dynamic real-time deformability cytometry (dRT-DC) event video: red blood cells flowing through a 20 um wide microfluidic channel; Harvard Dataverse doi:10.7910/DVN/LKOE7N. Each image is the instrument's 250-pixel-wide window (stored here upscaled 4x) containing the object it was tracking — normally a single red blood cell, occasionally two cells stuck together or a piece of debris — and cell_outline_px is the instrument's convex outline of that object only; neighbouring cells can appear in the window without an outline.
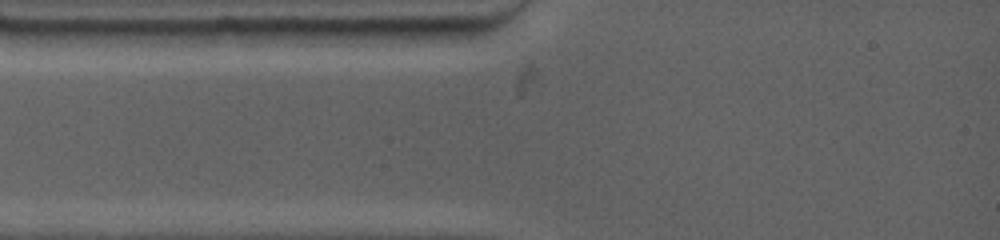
{"species": "common noctule bat (a hibernating species)", "species_latin": "Nyctalus noctula", "temperature_condition": "warm", "stored_images_in_passage": 3, "segment_of_instrument_passage": [1, 2], "camera_frame_rate_fps": 4500, "um_per_image_px": 0.085, "animal": {"sex": "female", "body_mass_g": 19.0, "forearm_length_mm": 53.3}, "frame": {"image": 1, "passage_image": 1, "time_ms": 0.0, "image_size_px": [1000, 240], "cell_outline_px": [[320, 44], [204, 48], [208, 32], [216, 28], [320, 28]], "centroid_in_image_um": [22.23, 3.16], "position_along_channel_um": 62.8, "area_um2": 14.62}}